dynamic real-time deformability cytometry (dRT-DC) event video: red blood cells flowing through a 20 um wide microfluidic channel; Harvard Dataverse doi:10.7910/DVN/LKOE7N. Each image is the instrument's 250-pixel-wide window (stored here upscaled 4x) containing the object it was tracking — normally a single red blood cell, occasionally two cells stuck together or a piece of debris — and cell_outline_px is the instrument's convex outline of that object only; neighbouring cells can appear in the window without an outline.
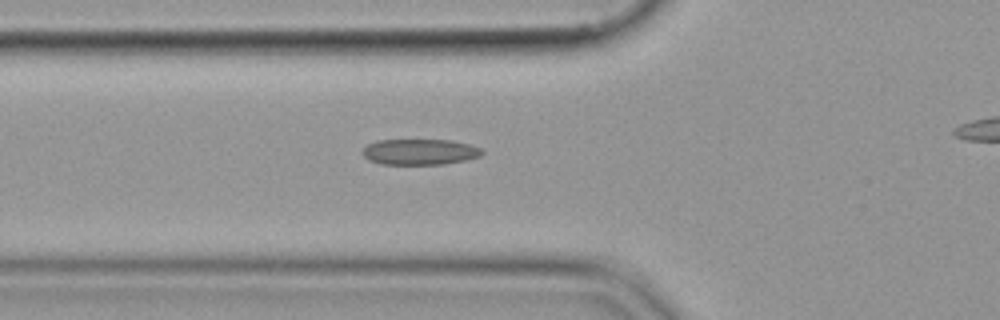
{"species": "common noctule bat (a hibernating species)", "species_latin": "Nyctalus noctula", "temperature_condition": "cold", "stored_images_in_passage": 38, "segment_of_instrument_passage": [2, 2], "camera_frame_rate_fps": 3000, "um_per_image_px": 0.085, "animal": {"sex": "female", "body_mass_g": 19.9}, "frame": {"image": 1, "passage_image": 9, "time_ms": 2.667, "image_size_px": [1000, 320], "cell_outline_px": [[484, 152], [480, 156], [468, 160], [444, 164], [380, 164], [368, 160], [360, 152], [368, 144], [376, 140], [452, 140], [468, 144], [480, 148]], "centroid_in_image_um": [35.67, 12.91], "position_along_channel_um": 90.1, "area_um2": 18.09}}
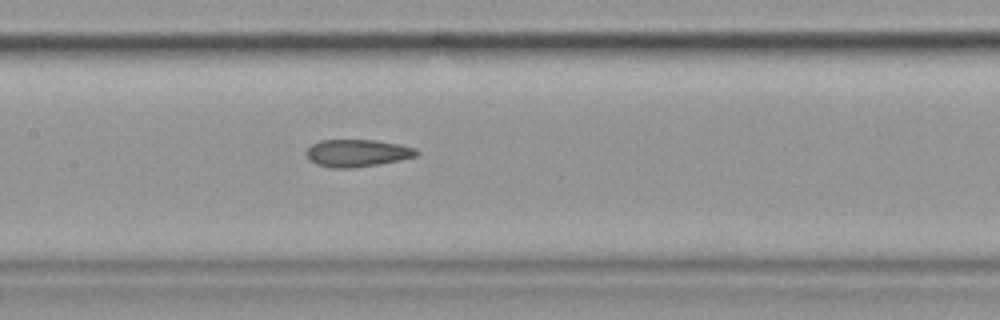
{"frame": {"image": 2, "passage_image": 16, "time_ms": 5.0, "image_size_px": [1000, 320], "cell_outline_px": [[420, 152], [416, 156], [400, 160], [352, 168], [332, 168], [316, 164], [304, 152], [312, 144], [320, 140], [376, 140], [400, 144], [416, 148]], "centroid_in_image_um": [30.38, 13.0], "position_along_channel_um": 177.0, "area_um2": 17.51}}
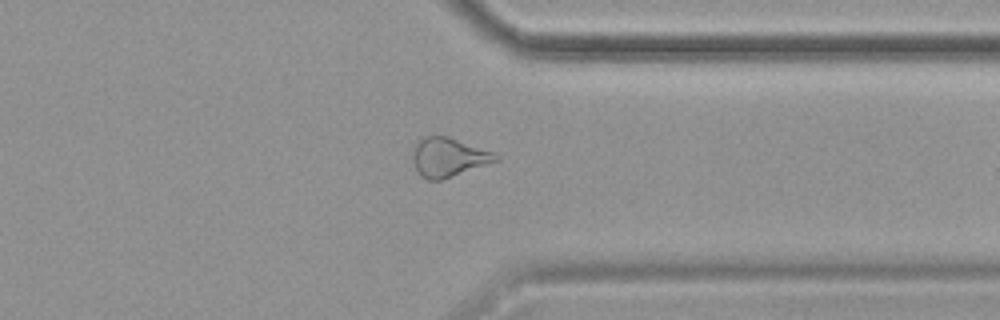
{"frame": {"image": 3, "passage_image": 32, "time_ms": 10.333, "image_size_px": [1000, 320], "cell_outline_px": [[500, 160], [440, 180], [428, 180], [420, 176], [416, 168], [412, 156], [416, 144], [424, 136], [448, 136], [492, 152], [500, 156]], "centroid_in_image_um": [38.12, 13.37], "position_along_channel_um": 373.3, "area_um2": 18.55}}